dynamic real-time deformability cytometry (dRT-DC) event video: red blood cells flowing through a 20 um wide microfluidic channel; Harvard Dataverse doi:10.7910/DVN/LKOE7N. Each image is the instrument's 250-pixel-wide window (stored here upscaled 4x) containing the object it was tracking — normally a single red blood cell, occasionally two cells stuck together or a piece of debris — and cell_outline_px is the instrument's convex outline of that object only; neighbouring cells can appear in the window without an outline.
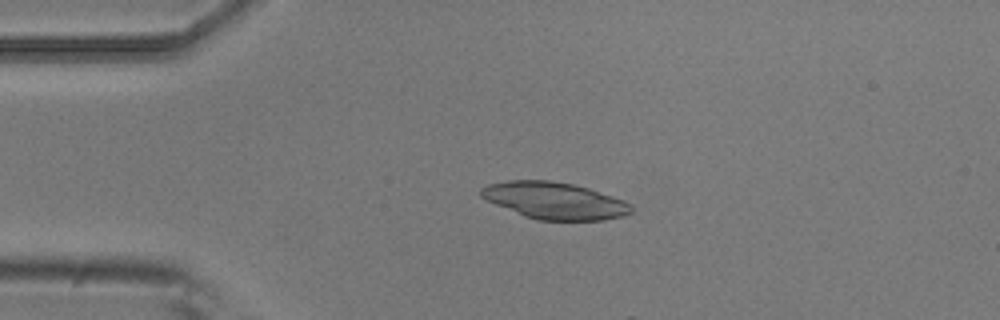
{"species": "common noctule bat (a hibernating species)", "species_latin": "Nyctalus noctula", "temperature_condition": "room temperature", "stored_images_in_passage": 5, "camera_frame_rate_fps": 3000, "um_per_image_px": 0.085, "animal": {"sex": "male", "body_mass_g": 20.5, "forearm_length_mm": 52.5}, "frame": {"image": 1, "passage_image": 4, "time_ms": 1.0, "image_size_px": [1000, 320], "cell_outline_px": [[632, 212], [624, 216], [604, 220], [536, 220], [524, 216], [496, 204], [480, 196], [480, 188], [488, 184], [508, 180], [548, 180], [572, 184], [588, 188], [624, 200], [632, 208]], "centroid_in_image_um": [47.13, 17.05], "position_along_channel_um": 37.9, "area_um2": 32.08}}